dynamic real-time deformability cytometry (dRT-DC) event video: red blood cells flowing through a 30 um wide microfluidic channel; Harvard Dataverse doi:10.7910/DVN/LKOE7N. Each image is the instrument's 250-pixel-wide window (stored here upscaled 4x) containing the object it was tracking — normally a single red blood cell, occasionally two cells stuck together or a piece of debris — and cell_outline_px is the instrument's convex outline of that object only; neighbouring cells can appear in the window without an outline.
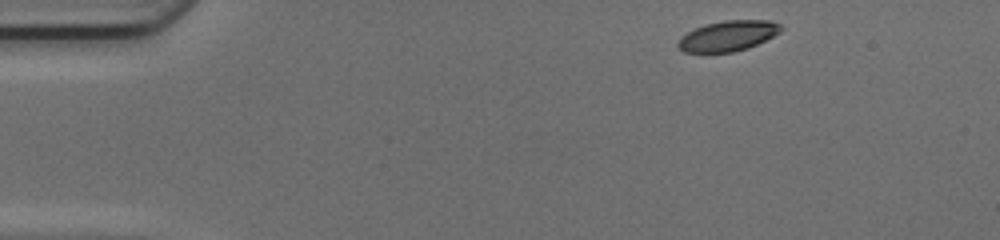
{"species": "common noctule bat (a hibernating species)", "species_latin": "Nyctalus noctula", "temperature_condition": "cold", "stored_images_in_passage": 44, "camera_frame_rate_fps": 3000, "um_per_image_px": 0.085, "animal": {"sex": "female", "body_mass_g": 17.0, "forearm_length_mm": 48.0}, "frame": {"image": 1, "passage_image": 1, "time_ms": 0.0, "image_size_px": [1000, 240], "cell_outline_px": [[784, 28], [780, 32], [748, 48], [732, 52], [684, 52], [676, 44], [688, 32], [696, 28], [708, 24], [728, 20], [768, 20], [780, 24]], "centroid_in_image_um": [61.92, 3.05], "position_along_channel_um": 23.1, "area_um2": 17.8}}
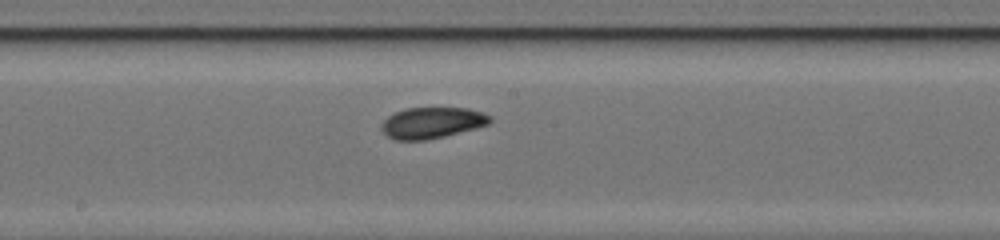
{"frame": {"image": 2, "passage_image": 21, "time_ms": 6.667, "image_size_px": [1000, 240], "cell_outline_px": [[492, 120], [488, 124], [476, 128], [444, 136], [424, 140], [396, 140], [388, 136], [380, 128], [380, 124], [388, 116], [404, 108], [468, 108], [480, 112], [488, 116]], "centroid_in_image_um": [36.68, 10.43], "position_along_channel_um": 211.5, "area_um2": 19.48}}
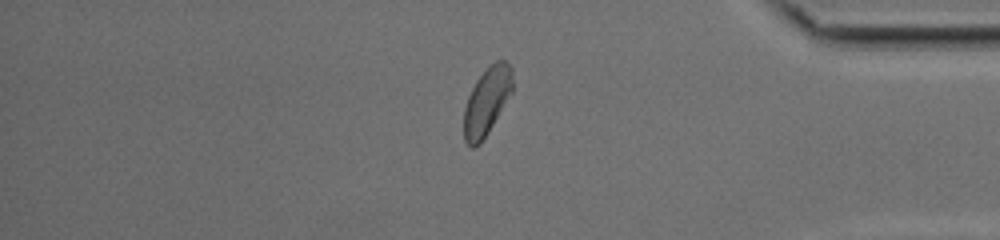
{"frame": {"image": 3, "passage_image": 36, "time_ms": 11.667, "image_size_px": [1000, 240], "cell_outline_px": [[512, 92], [488, 132], [480, 144], [476, 148], [468, 148], [464, 140], [464, 108], [468, 96], [476, 80], [496, 60], [504, 60], [512, 68]], "centroid_in_image_um": [41.36, 8.66], "position_along_channel_um": 393.8, "area_um2": 19.02}, "authors_computed_cell_mechanics": {"area_um2": 19.3341, "velocity_mm_per_s": 4.1695, "shape_relaxation_time_tau1_ms": 8.7765, "shape_relaxation_time_tau2_ms": 4.9684, "deformation_change_tau1": 0.1892, "deformation_change_tau2": 0.0873}}